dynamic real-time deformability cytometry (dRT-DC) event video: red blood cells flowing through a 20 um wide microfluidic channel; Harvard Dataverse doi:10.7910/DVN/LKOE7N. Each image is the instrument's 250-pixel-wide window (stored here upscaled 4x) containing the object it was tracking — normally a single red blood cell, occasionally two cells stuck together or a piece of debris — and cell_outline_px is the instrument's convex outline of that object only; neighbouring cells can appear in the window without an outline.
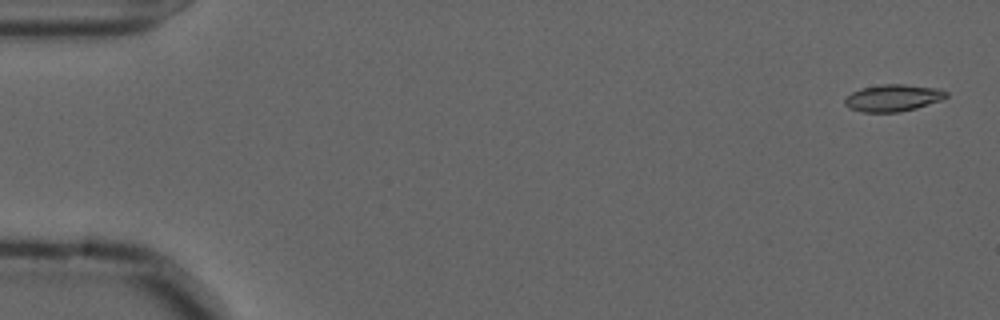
{"species": "common noctule bat (a hibernating species)", "species_latin": "Nyctalus noctula", "temperature_condition": "cold", "stored_images_in_passage": 56, "camera_frame_rate_fps": 3000, "um_per_image_px": 0.085, "animal": {"sex": "male", "forearm_length_mm": 52.5}, "frame": {"image": 1, "passage_image": 2, "time_ms": 0.333, "image_size_px": [1000, 320], "cell_outline_px": [[948, 96], [940, 100], [916, 108], [900, 112], [860, 112], [848, 108], [844, 104], [844, 100], [852, 92], [860, 88], [880, 84], [904, 84], [940, 88], [948, 92]], "centroid_in_image_um": [75.89, 8.31], "position_along_channel_um": 9.1, "area_um2": 16.07}}
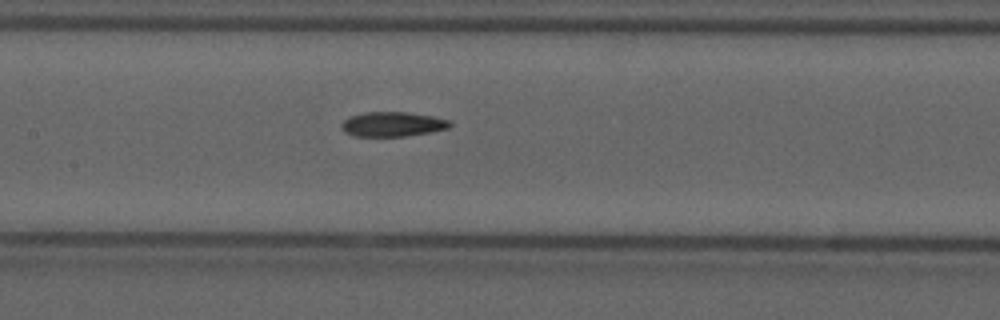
{"frame": {"image": 2, "passage_image": 27, "time_ms": 8.667, "image_size_px": [1000, 320], "cell_outline_px": [[452, 124], [448, 128], [432, 132], [404, 136], [352, 136], [344, 132], [340, 124], [348, 116], [364, 112], [408, 112], [432, 116], [448, 120]], "centroid_in_image_um": [33.33, 10.55], "position_along_channel_um": 174.1, "area_um2": 15.66}}
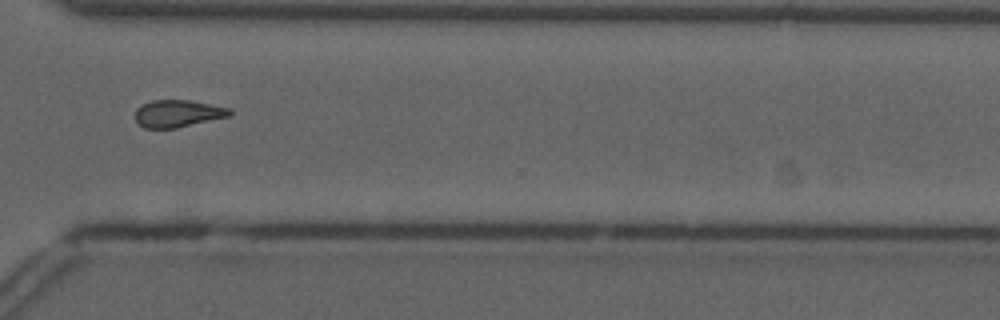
{"frame": {"image": 3, "passage_image": 42, "time_ms": 13.667, "image_size_px": [1000, 320], "cell_outline_px": [[232, 116], [176, 128], [144, 128], [136, 120], [136, 108], [140, 104], [152, 100], [188, 100], [228, 108], [232, 112]], "centroid_in_image_um": [15.1, 9.65], "position_along_channel_um": 355.5, "area_um2": 14.97}, "authors_computed_cell_mechanics": {"area_um2": 15.6638, "velocity_mm_per_s": 3.6395, "shape_relaxation_time_tau1_ms": 9.8432, "shape_relaxation_time_tau2_ms": 7.8032, "deformation_change_tau1": 0.1986, "deformation_change_tau2": 0.1627}}